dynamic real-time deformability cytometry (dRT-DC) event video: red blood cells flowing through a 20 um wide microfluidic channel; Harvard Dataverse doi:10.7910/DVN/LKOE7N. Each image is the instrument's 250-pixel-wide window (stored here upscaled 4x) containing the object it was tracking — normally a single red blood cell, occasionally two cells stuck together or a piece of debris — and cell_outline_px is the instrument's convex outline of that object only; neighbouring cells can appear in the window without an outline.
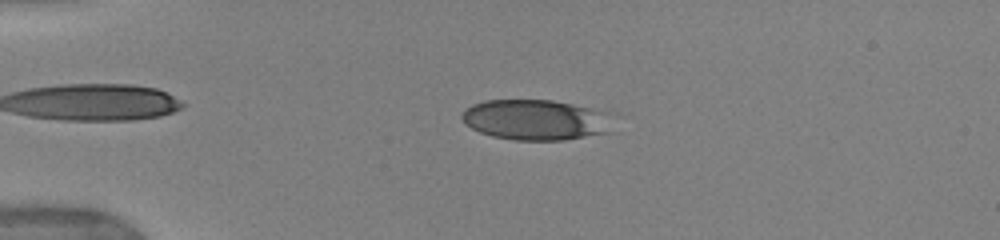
{"species": "human", "species_latin": "Homo sapiens", "temperature_condition": "warm", "stored_images_in_passage": 24, "camera_frame_rate_fps": 3000, "um_per_image_px": 0.085, "donor": {"sex": "female"}, "frame": {"image": 1, "passage_image": 11, "time_ms": 3.667, "image_size_px": [1000, 240], "cell_outline_px": [[620, 116], [608, 132], [564, 140], [512, 140], [492, 136], [480, 132], [464, 124], [460, 116], [464, 108], [472, 104], [484, 100], [552, 100], [616, 112]], "centroid_in_image_um": [45.64, 10.17], "position_along_channel_um": 39.4, "area_um2": 36.76}}